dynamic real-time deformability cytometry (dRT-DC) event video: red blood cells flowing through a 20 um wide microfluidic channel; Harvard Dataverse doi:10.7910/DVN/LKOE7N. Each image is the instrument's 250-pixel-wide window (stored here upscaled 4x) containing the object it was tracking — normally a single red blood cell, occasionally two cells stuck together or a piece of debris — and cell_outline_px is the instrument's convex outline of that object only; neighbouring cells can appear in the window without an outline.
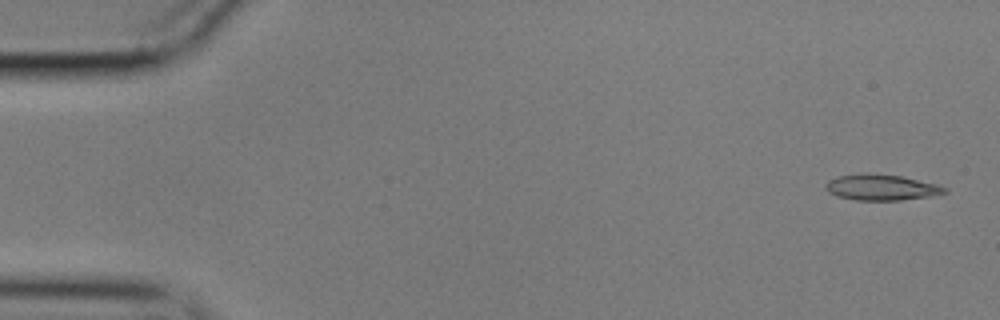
{"species": "common noctule bat (a hibernating species)", "species_latin": "Nyctalus noctula", "temperature_condition": "cold", "stored_images_in_passage": 56, "camera_frame_rate_fps": 3000, "um_per_image_px": 0.085, "animal": {"sex": "male", "body_mass_g": 17.9}, "frame": {"image": 1, "passage_image": 2, "time_ms": 0.333, "image_size_px": [1000, 320], "cell_outline_px": [[948, 192], [932, 196], [900, 200], [856, 200], [836, 196], [828, 192], [824, 188], [824, 184], [828, 180], [840, 176], [900, 176], [936, 184], [948, 188]], "centroid_in_image_um": [74.94, 15.98], "position_along_channel_um": 10.1, "area_um2": 17.17}}
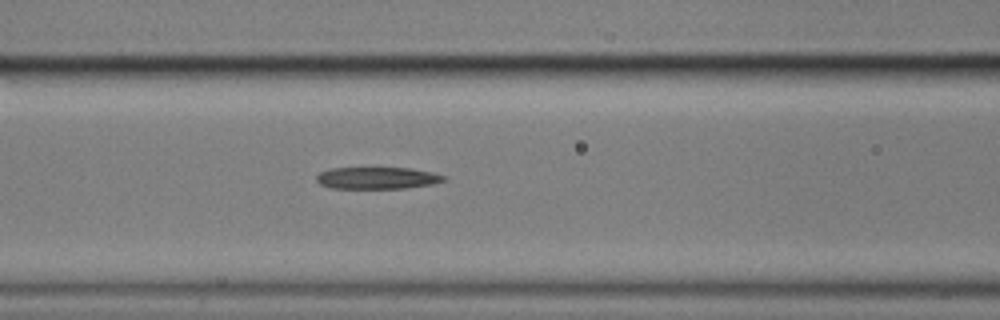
{"frame": {"image": 2, "passage_image": 23, "time_ms": 7.333, "image_size_px": [1000, 320], "cell_outline_px": [[448, 180], [436, 184], [408, 188], [332, 188], [320, 184], [316, 180], [316, 176], [320, 172], [332, 168], [412, 168], [432, 172], [448, 176]], "centroid_in_image_um": [32.16, 15.13], "position_along_channel_um": 134.4, "area_um2": 16.47}}
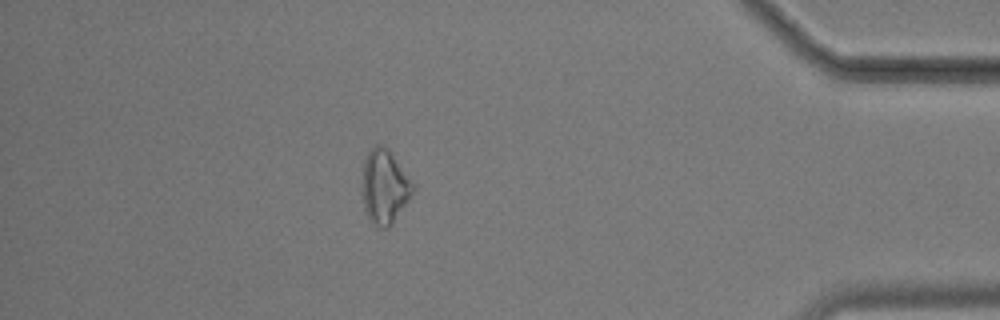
{"frame": {"image": 3, "passage_image": 49, "time_ms": 16.0, "image_size_px": [1000, 320], "cell_outline_px": [[416, 188], [392, 224], [388, 228], [380, 228], [368, 216], [364, 208], [364, 160], [368, 152], [376, 144], [384, 144], [388, 148], [416, 184]], "centroid_in_image_um": [32.75, 15.83], "position_along_channel_um": 402.5, "area_um2": 21.62}}